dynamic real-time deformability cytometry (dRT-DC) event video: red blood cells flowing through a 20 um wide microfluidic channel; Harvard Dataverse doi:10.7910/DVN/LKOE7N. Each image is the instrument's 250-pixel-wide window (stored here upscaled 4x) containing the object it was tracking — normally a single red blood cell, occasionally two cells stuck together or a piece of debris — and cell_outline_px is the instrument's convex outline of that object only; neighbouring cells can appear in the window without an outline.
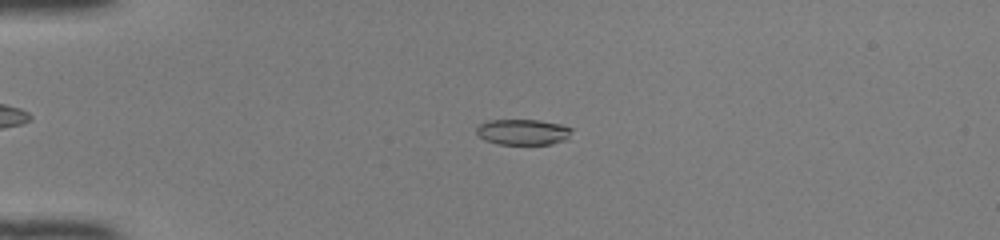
{"species": "common noctule bat (a hibernating species)", "species_latin": "Nyctalus noctula", "temperature_condition": "room temperature", "stored_images_in_passage": 49, "camera_frame_rate_fps": 3000, "um_per_image_px": 0.085, "animal": {"sex": "female", "body_mass_g": 22.0, "forearm_length_mm": 56.7}, "frame": {"image": 1, "passage_image": 12, "time_ms": 3.667, "image_size_px": [1000, 240], "cell_outline_px": [[572, 128], [568, 140], [552, 144], [496, 144], [484, 140], [476, 132], [476, 128], [480, 124], [488, 120], [540, 120], [560, 124]], "centroid_in_image_um": [44.46, 11.22], "position_along_channel_um": 40.5, "area_um2": 14.39}}
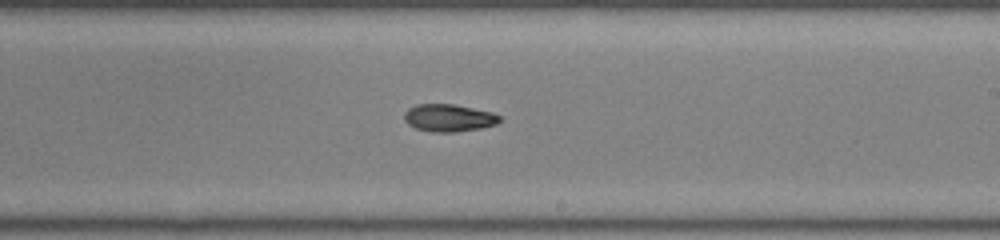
{"frame": {"image": 2, "passage_image": 30, "time_ms": 9.667, "image_size_px": [1000, 240], "cell_outline_px": [[500, 120], [496, 124], [480, 128], [456, 132], [432, 132], [416, 128], [408, 124], [404, 120], [404, 112], [408, 108], [416, 104], [452, 104], [492, 112], [500, 116]], "centroid_in_image_um": [38.11, 10.02], "position_along_channel_um": 250.9, "area_um2": 15.2}}
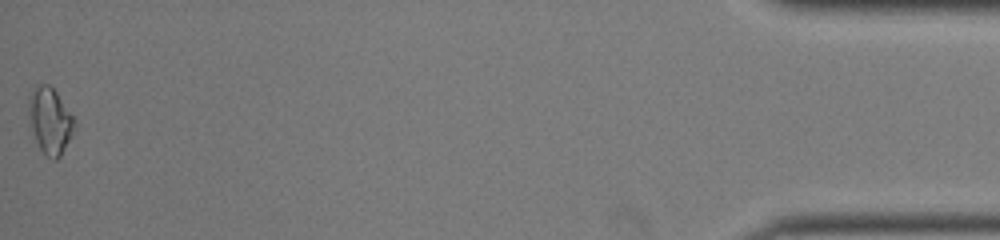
{"frame": {"image": 3, "passage_image": 49, "time_ms": 16.0, "image_size_px": [1000, 240], "cell_outline_px": [[76, 124], [72, 136], [60, 156], [56, 160], [52, 160], [40, 148], [28, 124], [28, 96], [40, 84], [48, 84], [56, 92], [76, 120]], "centroid_in_image_um": [4.25, 10.27], "position_along_channel_um": 431.0, "area_um2": 17.69}, "authors_computed_cell_mechanics": {"area_um2": 15.3748, "velocity_mm_per_s": 4.1613, "shape_relaxation_time_tau1_ms": null, "shape_relaxation_time_tau2_ms": 6.2949, "deformation_change_tau1": null, "deformation_change_tau2": 0.1266}}